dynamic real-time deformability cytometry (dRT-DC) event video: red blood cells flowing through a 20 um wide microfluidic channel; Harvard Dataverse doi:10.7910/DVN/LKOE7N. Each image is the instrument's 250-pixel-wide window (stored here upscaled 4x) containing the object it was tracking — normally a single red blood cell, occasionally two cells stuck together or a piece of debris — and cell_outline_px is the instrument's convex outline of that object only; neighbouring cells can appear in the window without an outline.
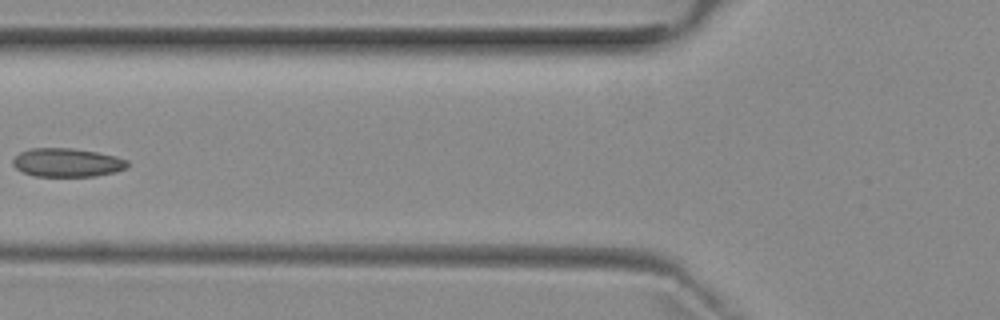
{"species": "common noctule bat (a hibernating species)", "species_latin": "Nyctalus noctula", "temperature_condition": "room temperature", "stored_images_in_passage": 7, "camera_frame_rate_fps": 3000, "um_per_image_px": 0.085, "animal": {"sex": "female", "body_mass_g": 29.2, "forearm_length_mm": 56.3}, "frame": {"image": 1, "passage_image": 6, "time_ms": 6.0, "image_size_px": [1000, 320], "cell_outline_px": [[128, 164], [124, 168], [116, 172], [96, 176], [32, 176], [16, 168], [12, 164], [12, 160], [20, 152], [32, 148], [72, 148], [96, 152], [116, 156], [128, 160]], "centroid_in_image_um": [5.7, 13.82], "position_along_channel_um": 120.1, "area_um2": 19.07}}
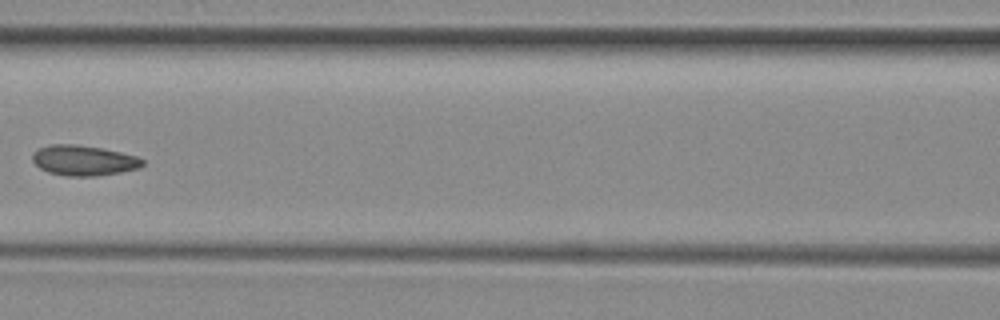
{"frame": {"image": 2, "passage_image": 7, "time_ms": 7.0, "image_size_px": [1000, 320], "cell_outline_px": [[144, 164], [140, 168], [120, 172], [96, 176], [64, 176], [48, 172], [40, 168], [32, 160], [32, 156], [40, 148], [48, 144], [76, 144], [100, 148], [120, 152], [136, 156], [144, 160]], "centroid_in_image_um": [7.12, 13.64], "position_along_channel_um": 159.5, "area_um2": 19.36}}